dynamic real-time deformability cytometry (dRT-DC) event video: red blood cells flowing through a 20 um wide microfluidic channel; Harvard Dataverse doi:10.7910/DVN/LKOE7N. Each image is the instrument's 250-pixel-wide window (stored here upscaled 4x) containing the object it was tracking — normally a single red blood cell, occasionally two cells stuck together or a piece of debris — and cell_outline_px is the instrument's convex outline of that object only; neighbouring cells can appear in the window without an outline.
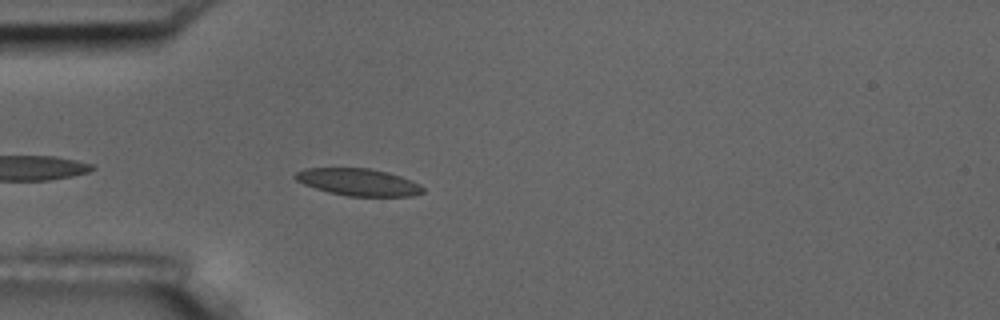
{"species": "common noctule bat (a hibernating species)", "species_latin": "Nyctalus noctula", "temperature_condition": "room temperature", "stored_images_in_passage": 17, "camera_frame_rate_fps": 3000, "um_per_image_px": 0.085, "animal": {"sex": "male", "body_mass_g": 17.5, "forearm_length_mm": 52.3}, "frame": {"image": 1, "passage_image": 3, "time_ms": 0.667, "image_size_px": [1000, 320], "cell_outline_px": [[424, 192], [412, 196], [348, 196], [328, 192], [304, 184], [296, 180], [292, 176], [296, 172], [304, 168], [368, 168], [400, 176], [420, 184], [424, 188]], "centroid_in_image_um": [30.43, 15.48], "position_along_channel_um": 54.6, "area_um2": 20.06}}